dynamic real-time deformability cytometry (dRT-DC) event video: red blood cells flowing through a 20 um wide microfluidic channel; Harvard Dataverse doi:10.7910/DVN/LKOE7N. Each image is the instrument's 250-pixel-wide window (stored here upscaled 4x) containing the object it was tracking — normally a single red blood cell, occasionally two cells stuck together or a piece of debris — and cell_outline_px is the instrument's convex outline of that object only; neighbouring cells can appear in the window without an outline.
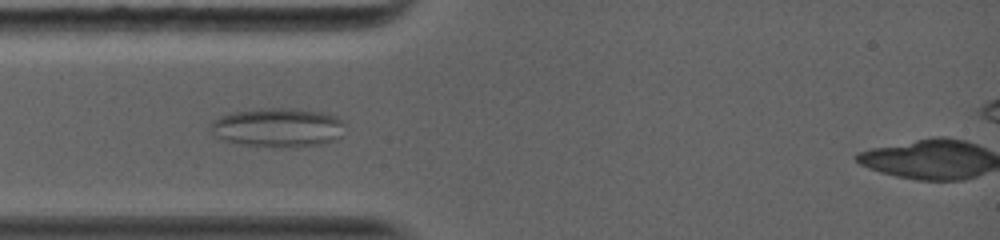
{"species": "common noctule bat (a hibernating species)", "species_latin": "Nyctalus noctula", "temperature_condition": "warm", "stored_images_in_passage": 31, "camera_frame_rate_fps": 5000, "um_per_image_px": 0.085, "animal": {"sex": "female", "body_mass_g": 19.0, "forearm_length_mm": 56.7}, "frame": {"image": 1, "passage_image": 6, "time_ms": 1.8, "image_size_px": [1000, 240], "cell_outline_px": [[344, 124], [340, 136], [336, 140], [320, 144], [300, 148], [244, 144], [224, 140], [216, 136], [208, 128], [212, 120], [220, 116], [236, 112], [264, 108], [296, 108], [324, 112], [336, 116]], "centroid_in_image_um": [23.64, 10.83], "position_along_channel_um": 61.4, "area_um2": 30.58}}
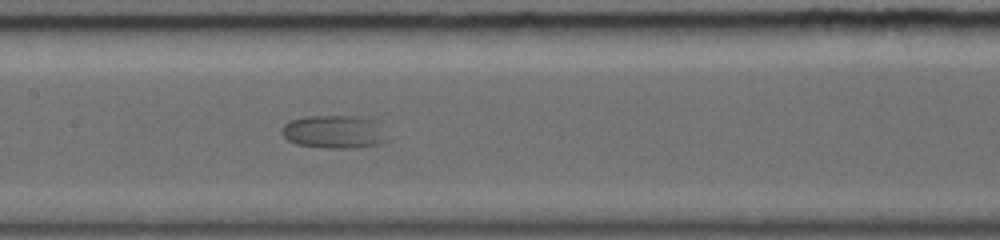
{"frame": {"image": 2, "passage_image": 14, "time_ms": 4.8, "image_size_px": [1000, 240], "cell_outline_px": [[400, 136], [392, 140], [380, 144], [356, 148], [328, 148], [296, 144], [288, 140], [280, 132], [284, 124], [288, 120], [308, 116], [356, 116], [376, 120]], "centroid_in_image_um": [28.63, 11.21], "position_along_channel_um": 178.8, "area_um2": 21.62}}
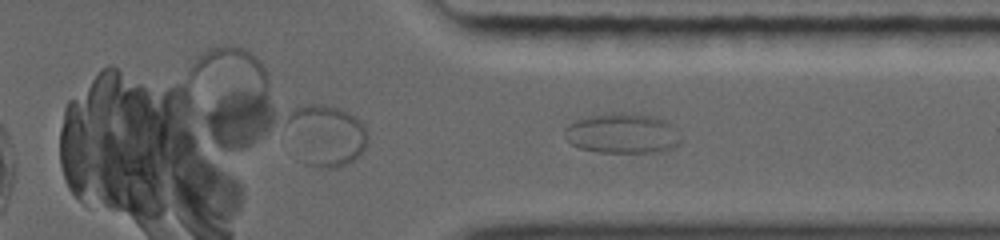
{"frame": {"image": 3, "passage_image": 27, "time_ms": 9.4, "image_size_px": [1000, 240], "cell_outline_px": [[680, 140], [672, 148], [664, 152], [600, 152], [580, 148], [572, 144], [568, 140], [564, 132], [564, 128], [568, 124], [576, 120], [592, 116], [612, 112], [620, 112], [648, 116], [664, 120], [668, 124]], "centroid_in_image_um": [52.83, 11.35], "position_along_channel_um": 358.6, "area_um2": 26.47}}